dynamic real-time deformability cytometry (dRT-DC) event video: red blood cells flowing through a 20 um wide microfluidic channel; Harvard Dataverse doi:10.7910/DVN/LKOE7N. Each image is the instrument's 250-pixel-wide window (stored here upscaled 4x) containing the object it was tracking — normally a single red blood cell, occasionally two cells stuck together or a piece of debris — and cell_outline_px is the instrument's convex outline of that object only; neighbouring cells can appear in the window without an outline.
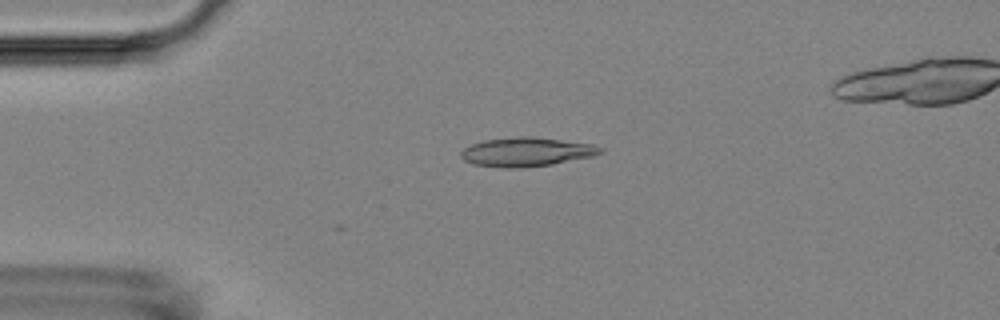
{"species": "Egyptian fruit bat (a non-hibernating species)", "species_latin": "Rousettus aegyptiacus", "temperature_condition": "room temperature", "stored_images_in_passage": 5, "camera_frame_rate_fps": 3000, "um_per_image_px": 0.085, "animal": {"sex": "female"}, "frame": {"image": 1, "passage_image": 3, "time_ms": 0.667, "image_size_px": [1000, 320], "cell_outline_px": [[604, 152], [592, 156], [552, 164], [524, 168], [504, 168], [476, 164], [464, 160], [460, 156], [460, 152], [464, 148], [472, 144], [484, 140], [520, 136], [532, 136], [592, 144], [604, 148]], "centroid_in_image_um": [44.76, 12.91], "position_along_channel_um": 40.2, "area_um2": 23.52}}